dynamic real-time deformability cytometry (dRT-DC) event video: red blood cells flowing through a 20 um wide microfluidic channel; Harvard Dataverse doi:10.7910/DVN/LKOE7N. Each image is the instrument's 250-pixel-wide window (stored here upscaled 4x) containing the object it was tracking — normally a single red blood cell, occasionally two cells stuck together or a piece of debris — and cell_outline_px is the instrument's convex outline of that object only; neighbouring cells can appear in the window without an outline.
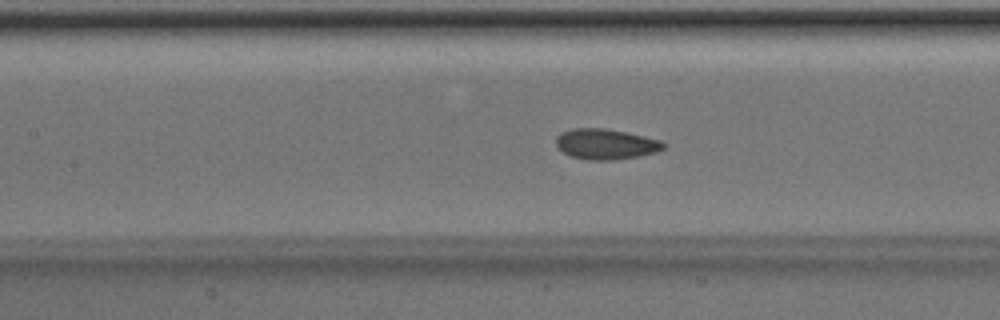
{"species": "Egyptian fruit bat (a non-hibernating species)", "species_latin": "Rousettus aegyptiacus", "temperature_condition": "room temperature", "stored_images_in_passage": 51, "camera_frame_rate_fps": 3000, "um_per_image_px": 0.085, "animal": {"sex": "male"}, "frame": {"image": 1, "passage_image": 23, "time_ms": 7.333, "image_size_px": [1000, 320], "cell_outline_px": [[664, 148], [656, 152], [640, 156], [612, 160], [588, 160], [572, 156], [556, 148], [556, 136], [560, 132], [572, 128], [604, 128], [624, 132], [660, 140], [664, 144]], "centroid_in_image_um": [51.44, 12.25], "position_along_channel_um": 156.0, "area_um2": 19.02}}
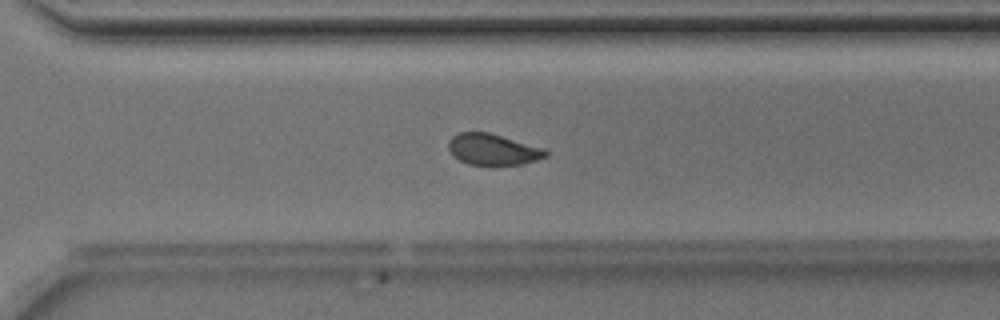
{"frame": {"image": 2, "passage_image": 36, "time_ms": 11.667, "image_size_px": [1000, 320], "cell_outline_px": [[548, 156], [536, 160], [520, 164], [468, 164], [452, 156], [448, 148], [448, 140], [452, 136], [460, 132], [488, 132], [544, 148], [548, 152]], "centroid_in_image_um": [41.87, 12.69], "position_along_channel_um": 328.7, "area_um2": 17.51}}
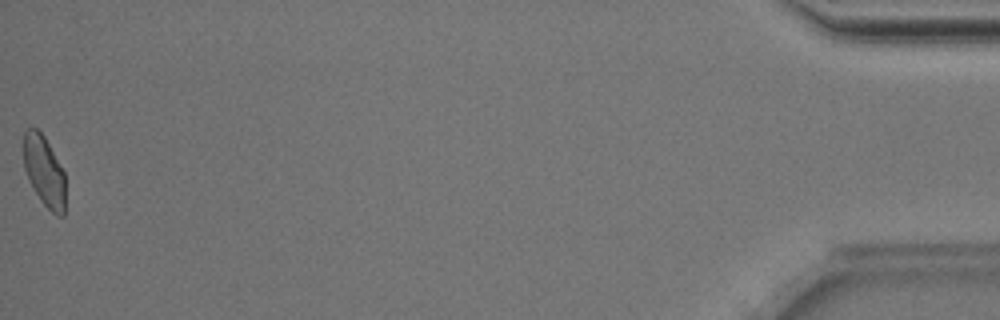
{"frame": {"image": 3, "passage_image": 51, "time_ms": 16.667, "image_size_px": [1000, 320], "cell_outline_px": [[64, 216], [56, 216], [40, 200], [28, 180], [24, 168], [24, 132], [28, 128], [36, 128], [44, 136], [64, 172]], "centroid_in_image_um": [3.74, 14.56], "position_along_channel_um": 431.5, "area_um2": 16.99}, "authors_computed_cell_mechanics": {"area_um2": 19.0162, "velocity_mm_per_s": 4.0016, "shape_relaxation_time_tau1_ms": 3.3303, "shape_relaxation_time_tau2_ms": 1.4128, "deformation_change_tau1": 0.0927, "deformation_change_tau2": 0.064}}